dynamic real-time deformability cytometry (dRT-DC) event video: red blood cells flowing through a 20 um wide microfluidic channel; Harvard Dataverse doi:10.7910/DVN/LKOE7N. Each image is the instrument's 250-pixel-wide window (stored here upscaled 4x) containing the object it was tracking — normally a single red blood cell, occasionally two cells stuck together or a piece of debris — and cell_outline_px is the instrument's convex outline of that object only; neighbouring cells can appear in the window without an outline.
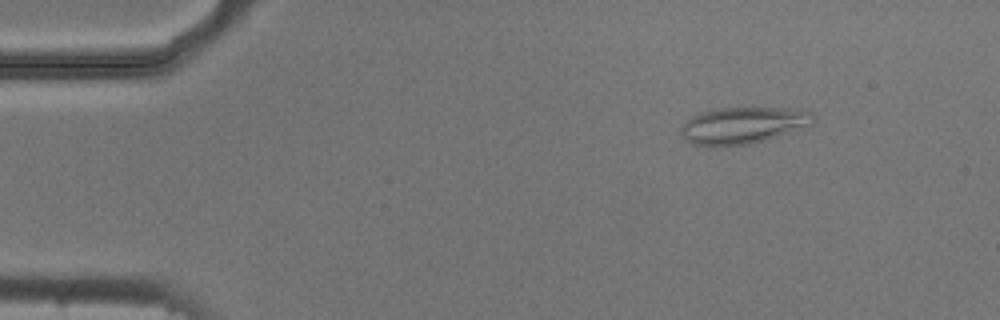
{"species": "common noctule bat (a hibernating species)", "species_latin": "Nyctalus noctula", "temperature_condition": "cold", "stored_images_in_passage": 54, "camera_frame_rate_fps": 3000, "um_per_image_px": 0.085, "animal": {"sex": "male", "body_mass_g": 20.5, "forearm_length_mm": 52.5}, "frame": {"image": 1, "passage_image": 7, "time_ms": 2.0, "image_size_px": [1000, 320], "cell_outline_px": [[816, 116], [812, 124], [764, 140], [748, 144], [716, 148], [708, 148], [692, 144], [684, 140], [680, 132], [680, 128], [692, 116], [700, 112], [720, 108], [800, 108], [812, 112]], "centroid_in_image_um": [63.11, 10.67], "position_along_channel_um": 21.9, "area_um2": 28.67}}
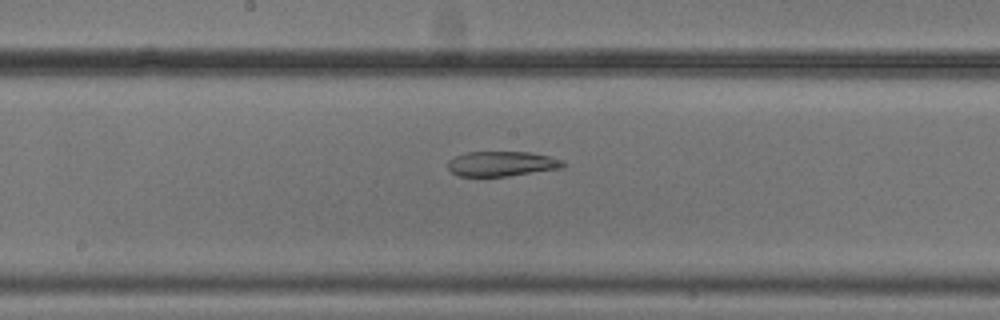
{"frame": {"image": 2, "passage_image": 28, "time_ms": 9.0, "image_size_px": [1000, 320], "cell_outline_px": [[564, 168], [508, 176], [456, 176], [448, 168], [448, 160], [456, 156], [468, 152], [528, 152], [548, 156], [564, 160]], "centroid_in_image_um": [42.66, 13.92], "position_along_channel_um": 205.5, "area_um2": 16.76}}
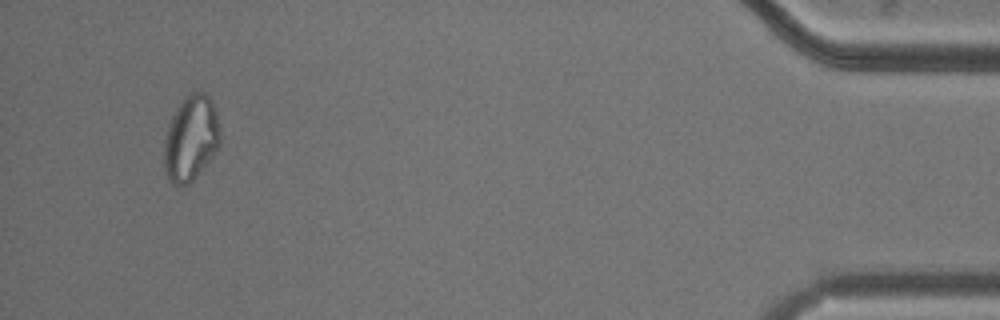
{"frame": {"image": 3, "passage_image": 51, "time_ms": 16.667, "image_size_px": [1000, 320], "cell_outline_px": [[220, 144], [212, 156], [192, 180], [188, 184], [172, 184], [168, 180], [164, 172], [164, 136], [168, 124], [176, 108], [184, 96], [192, 88], [204, 92], [208, 96], [216, 112], [220, 132]], "centroid_in_image_um": [16.19, 11.7], "position_along_channel_um": 419.0, "area_um2": 28.09}, "authors_computed_cell_mechanics": {"area_um2": 24.7962, "velocity_mm_per_s": 3.7346, "shape_relaxation_time_tau1_ms": null, "shape_relaxation_time_tau2_ms": 7.3206, "deformation_change_tau1": null, "deformation_change_tau2": 0.1402}}